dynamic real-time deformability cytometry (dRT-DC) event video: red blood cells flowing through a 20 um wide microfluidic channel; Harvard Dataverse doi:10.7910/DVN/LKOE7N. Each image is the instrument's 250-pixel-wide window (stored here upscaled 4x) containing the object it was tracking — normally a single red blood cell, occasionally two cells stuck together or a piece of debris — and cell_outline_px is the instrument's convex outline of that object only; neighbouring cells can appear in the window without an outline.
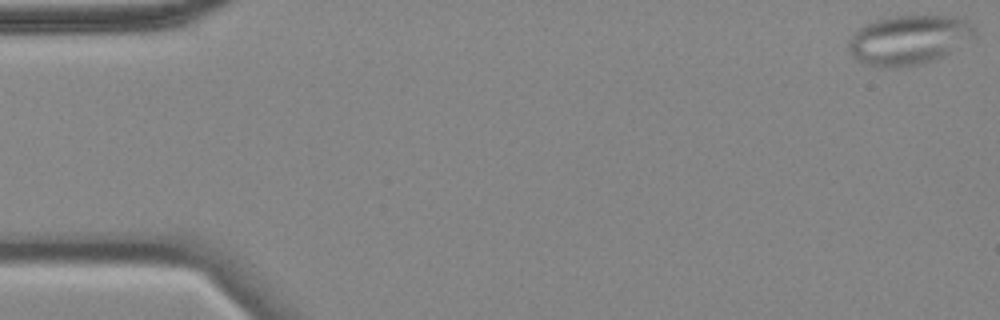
{"species": "common noctule bat (a hibernating species)", "species_latin": "Nyctalus noctula", "temperature_condition": "cold", "stored_images_in_passage": 57, "camera_frame_rate_fps": 3000, "um_per_image_px": 0.085, "animal": {"sex": "female", "body_mass_g": 18.4}, "frame": {"image": 1, "passage_image": 1, "time_ms": 0.0, "image_size_px": [1000, 320], "cell_outline_px": [[976, 36], [944, 56], [936, 60], [924, 64], [896, 68], [880, 68], [864, 64], [856, 60], [848, 52], [848, 40], [852, 32], [876, 20], [892, 16], [956, 16], [972, 24], [976, 32]], "centroid_in_image_um": [77.22, 3.42], "position_along_channel_um": 7.8, "area_um2": 36.88}}
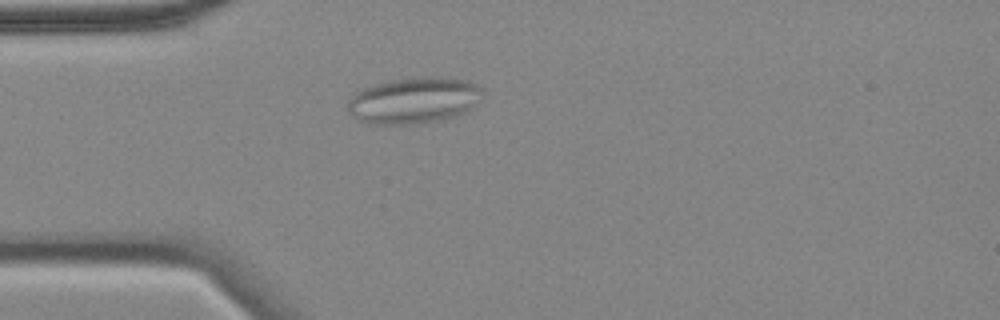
{"frame": {"image": 2, "passage_image": 15, "time_ms": 4.667, "image_size_px": [1000, 320], "cell_outline_px": [[484, 88], [480, 100], [468, 112], [436, 120], [416, 124], [368, 124], [356, 120], [352, 116], [348, 108], [348, 100], [356, 92], [372, 84], [384, 80], [420, 76], [440, 76], [468, 80]], "centroid_in_image_um": [35.18, 8.51], "position_along_channel_um": 49.8, "area_um2": 36.99}}
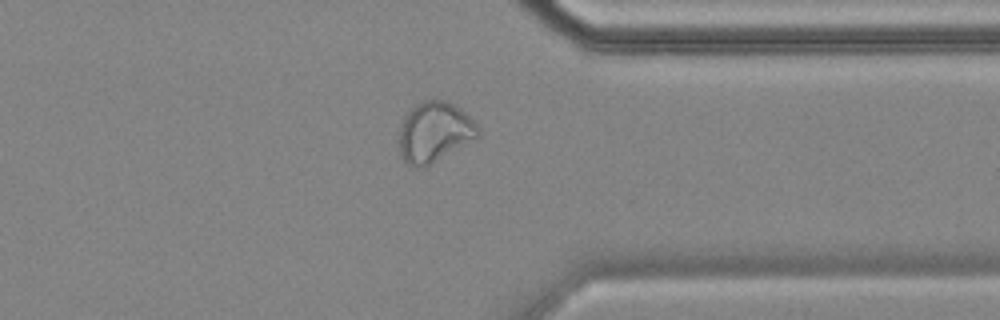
{"frame": {"image": 3, "passage_image": 44, "time_ms": 14.333, "image_size_px": [1000, 320], "cell_outline_px": [[480, 136], [476, 140], [432, 164], [424, 168], [408, 164], [400, 156], [400, 124], [404, 116], [416, 104], [424, 100], [448, 100], [456, 104], [480, 128]], "centroid_in_image_um": [36.96, 11.23], "position_along_channel_um": 374.4, "area_um2": 28.09}, "authors_computed_cell_mechanics": {"area_um2": 28.7844, "velocity_mm_per_s": 3.4995, "shape_relaxation_time_tau1_ms": null, "shape_relaxation_time_tau2_ms": 1.5884, "deformation_change_tau1": null, "deformation_change_tau2": 0.0719}}